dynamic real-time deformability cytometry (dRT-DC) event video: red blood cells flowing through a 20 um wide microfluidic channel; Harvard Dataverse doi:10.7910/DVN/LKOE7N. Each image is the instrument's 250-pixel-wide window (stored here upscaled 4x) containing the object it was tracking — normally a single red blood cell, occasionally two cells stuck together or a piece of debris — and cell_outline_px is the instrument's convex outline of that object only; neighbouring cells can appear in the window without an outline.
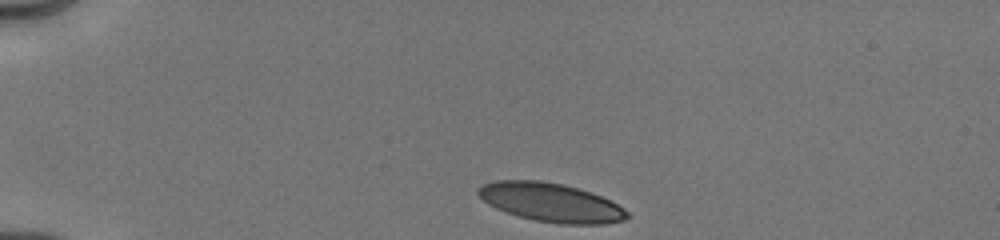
{"species": "human", "species_latin": "Homo sapiens", "temperature_condition": "cold", "stored_images_in_passage": 30, "camera_frame_rate_fps": 3000, "um_per_image_px": 0.085, "donor": {"sex": "male"}, "frame": {"image": 1, "passage_image": 1, "time_ms": 0.0, "image_size_px": [1000, 240], "cell_outline_px": [[632, 216], [624, 220], [604, 224], [560, 224], [536, 220], [520, 216], [496, 208], [488, 204], [476, 192], [476, 188], [480, 184], [496, 180], [540, 180], [564, 184], [600, 196], [624, 208]], "centroid_in_image_um": [46.81, 17.2], "position_along_channel_um": 38.2, "area_um2": 33.52}}
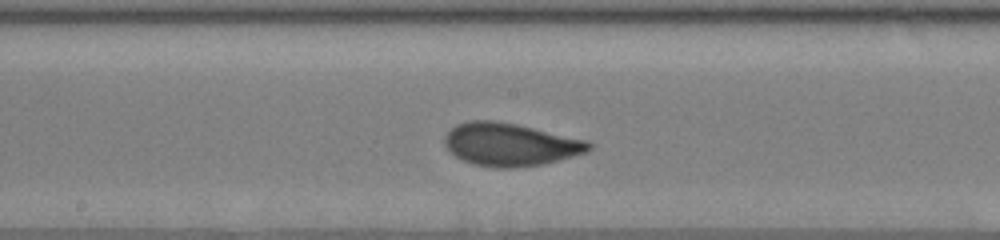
{"frame": {"image": 2, "passage_image": 17, "time_ms": 5.667, "image_size_px": [1000, 240], "cell_outline_px": [[592, 148], [588, 152], [544, 164], [512, 168], [496, 168], [472, 164], [456, 156], [444, 144], [444, 136], [456, 124], [468, 120], [496, 120], [516, 124], [588, 140], [592, 144]], "centroid_in_image_um": [43.38, 12.28], "position_along_channel_um": 204.8, "area_um2": 36.13}}
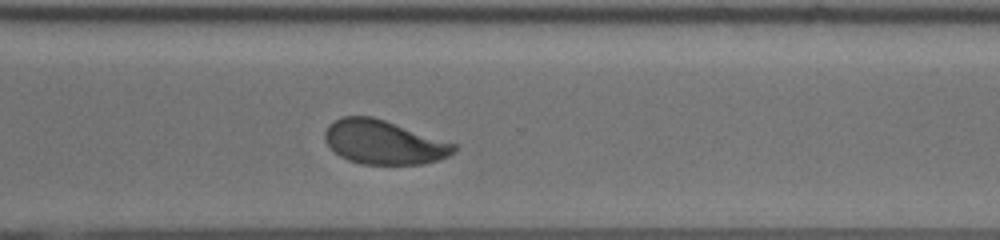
{"frame": {"image": 3, "passage_image": 30, "time_ms": 9.0, "image_size_px": [1000, 240], "cell_outline_px": [[456, 152], [448, 156], [424, 164], [360, 164], [348, 160], [340, 156], [324, 140], [324, 132], [328, 124], [332, 120], [340, 116], [372, 116], [456, 144]], "centroid_in_image_um": [32.58, 12.08], "position_along_channel_um": 338.0, "area_um2": 33.0}}